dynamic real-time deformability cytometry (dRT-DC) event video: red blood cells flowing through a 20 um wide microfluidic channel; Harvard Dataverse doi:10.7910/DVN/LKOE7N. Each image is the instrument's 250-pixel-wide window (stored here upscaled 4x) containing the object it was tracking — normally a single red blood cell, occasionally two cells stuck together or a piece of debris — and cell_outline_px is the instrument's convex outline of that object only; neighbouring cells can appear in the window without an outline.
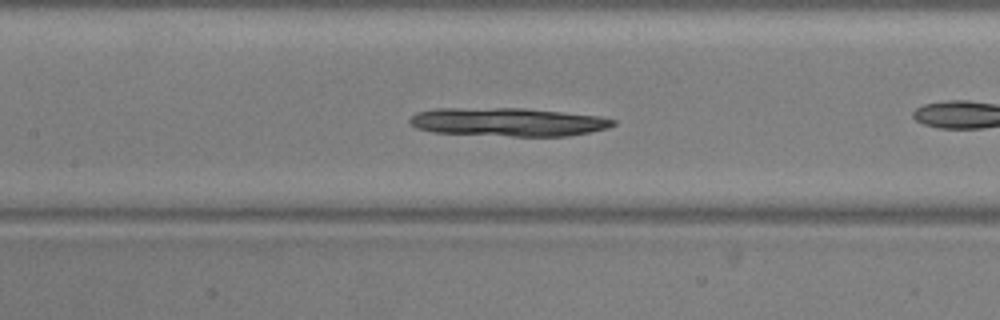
{"species": "common noctule bat (a hibernating species)", "species_latin": "Nyctalus noctula", "temperature_condition": "warm", "stored_images_in_passage": 40, "camera_frame_rate_fps": 3000, "um_per_image_px": 0.085, "animal": {"sex": "male", "body_mass_g": 20.5, "forearm_length_mm": 52.5}, "frame": {"image": 1, "passage_image": 10, "time_ms": 3.0, "image_size_px": [1000, 320], "cell_outline_px": [[616, 124], [608, 128], [568, 136], [512, 136], [432, 132], [416, 128], [408, 124], [408, 120], [416, 112], [432, 108], [524, 108], [600, 116], [616, 120]], "centroid_in_image_um": [43.13, 10.36], "position_along_channel_um": 164.3, "area_um2": 33.87}}
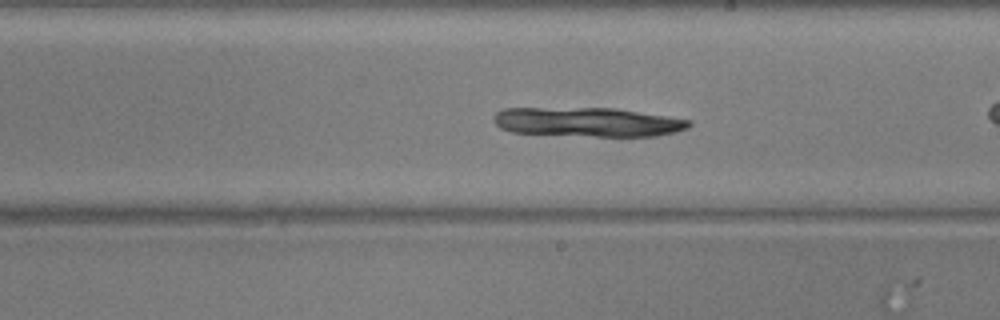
{"frame": {"image": 2, "passage_image": 16, "time_ms": 5.0, "image_size_px": [1000, 320], "cell_outline_px": [[692, 124], [688, 128], [676, 132], [656, 136], [596, 136], [512, 132], [500, 128], [492, 120], [492, 116], [496, 112], [504, 108], [616, 108], [692, 120]], "centroid_in_image_um": [49.96, 10.36], "position_along_channel_um": 239.0, "area_um2": 33.35}}
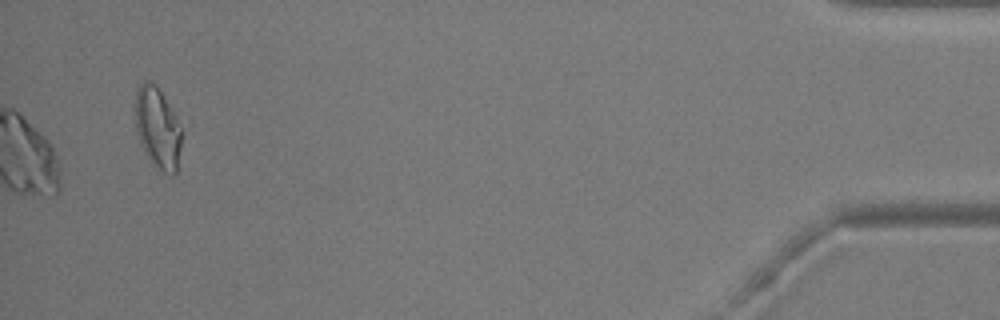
{"frame": {"image": 3, "passage_image": 40, "time_ms": 13.0, "image_size_px": [1000, 320], "cell_outline_px": [[180, 148], [176, 172], [172, 176], [168, 176], [152, 164], [144, 152], [136, 132], [136, 92], [140, 84], [144, 80], [148, 80], [160, 92], [176, 116], [180, 124]], "centroid_in_image_um": [13.39, 10.93], "position_along_channel_um": 421.8, "area_um2": 21.56}}